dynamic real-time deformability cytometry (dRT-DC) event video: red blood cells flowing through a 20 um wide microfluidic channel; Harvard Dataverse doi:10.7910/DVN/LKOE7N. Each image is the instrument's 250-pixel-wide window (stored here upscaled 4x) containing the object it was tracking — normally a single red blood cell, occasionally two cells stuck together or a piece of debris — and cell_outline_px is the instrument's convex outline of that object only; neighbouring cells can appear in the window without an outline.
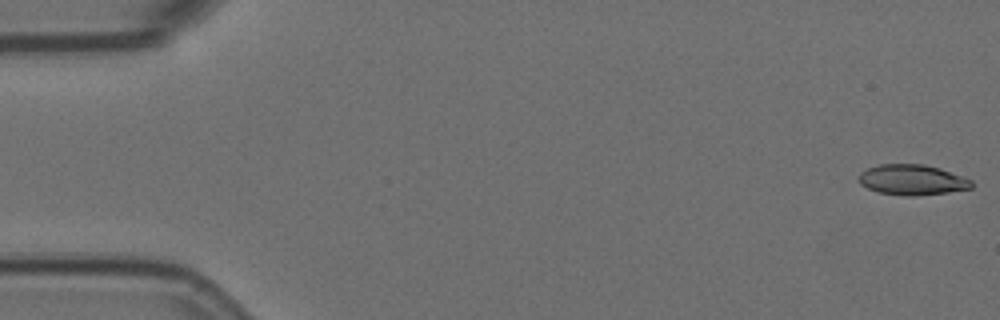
{"species": "Egyptian fruit bat (a non-hibernating species)", "species_latin": "Rousettus aegyptiacus", "temperature_condition": "room temperature", "stored_images_in_passage": 4, "camera_frame_rate_fps": 3000, "um_per_image_px": 0.085, "animal": {"sex": "female"}, "frame": {"image": 1, "passage_image": 1, "time_ms": 0.0, "image_size_px": [1000, 320], "cell_outline_px": [[972, 188], [948, 192], [912, 196], [904, 196], [880, 192], [868, 188], [860, 184], [860, 172], [868, 168], [880, 164], [924, 164], [940, 168], [972, 180]], "centroid_in_image_um": [77.54, 15.28], "position_along_channel_um": 7.5, "area_um2": 19.83}}